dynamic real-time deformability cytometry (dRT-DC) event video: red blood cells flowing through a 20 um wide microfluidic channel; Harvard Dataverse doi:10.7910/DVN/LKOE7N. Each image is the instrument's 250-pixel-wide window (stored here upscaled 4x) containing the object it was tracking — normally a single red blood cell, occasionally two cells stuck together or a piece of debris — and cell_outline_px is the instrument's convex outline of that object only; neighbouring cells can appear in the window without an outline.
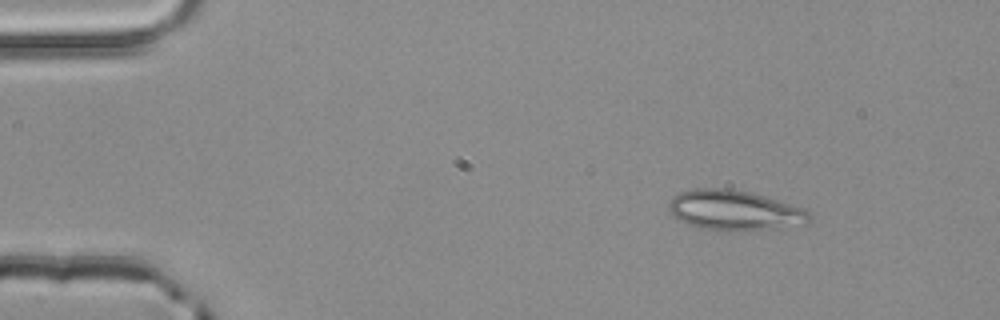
{"species": "common noctule bat (a hibernating species)", "species_latin": "Nyctalus noctula", "temperature_condition": "room temperature", "stored_images_in_passage": 3, "camera_frame_rate_fps": 3000, "um_per_image_px": 0.085, "animal": {"sex": "male", "body_mass_g": 20.4}, "frame": {"image": 1, "passage_image": 1, "time_ms": 0.0, "image_size_px": [1000, 320], "cell_outline_px": [[812, 220], [808, 224], [780, 228], [700, 228], [688, 224], [672, 216], [668, 212], [668, 204], [672, 196], [680, 192], [692, 188], [724, 188], [752, 192], [804, 208], [812, 216]], "centroid_in_image_um": [62.43, 17.83], "position_along_channel_um": 22.6, "area_um2": 32.37}}